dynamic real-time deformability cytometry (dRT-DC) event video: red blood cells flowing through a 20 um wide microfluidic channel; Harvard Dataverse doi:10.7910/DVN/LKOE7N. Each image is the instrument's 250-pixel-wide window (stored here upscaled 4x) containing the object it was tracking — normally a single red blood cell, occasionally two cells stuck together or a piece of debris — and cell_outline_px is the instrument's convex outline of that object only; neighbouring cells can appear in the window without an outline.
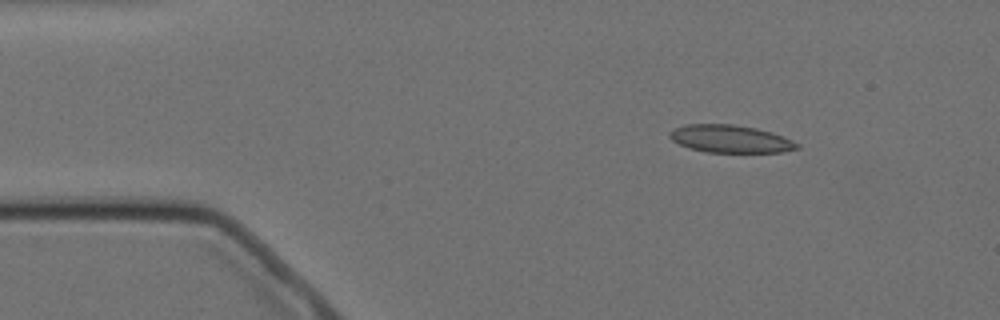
{"species": "Egyptian fruit bat (a non-hibernating species)", "species_latin": "Rousettus aegyptiacus", "temperature_condition": "cold", "stored_images_in_passage": 13, "camera_frame_rate_fps": 3000, "um_per_image_px": 0.085, "animal": {"sex": "female"}, "frame": {"image": 1, "passage_image": 1, "time_ms": 0.0, "image_size_px": [1000, 320], "cell_outline_px": [[800, 148], [784, 152], [708, 152], [688, 148], [672, 140], [668, 136], [668, 132], [672, 128], [684, 124], [732, 124], [756, 128], [772, 132], [784, 136], [800, 144]], "centroid_in_image_um": [62.07, 11.8], "position_along_channel_um": 22.9, "area_um2": 20.75}}
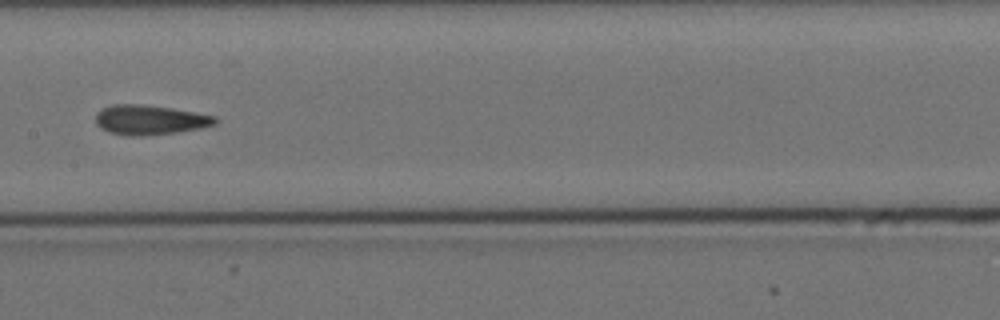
{"frame": {"image": 2, "passage_image": 6, "time_ms": 6.667, "image_size_px": [1000, 320], "cell_outline_px": [[216, 124], [200, 128], [176, 132], [140, 136], [128, 136], [108, 132], [100, 128], [96, 124], [96, 112], [100, 108], [112, 104], [140, 104], [172, 108], [216, 116]], "centroid_in_image_um": [12.68, 10.18], "position_along_channel_um": 194.7, "area_um2": 20.75}}
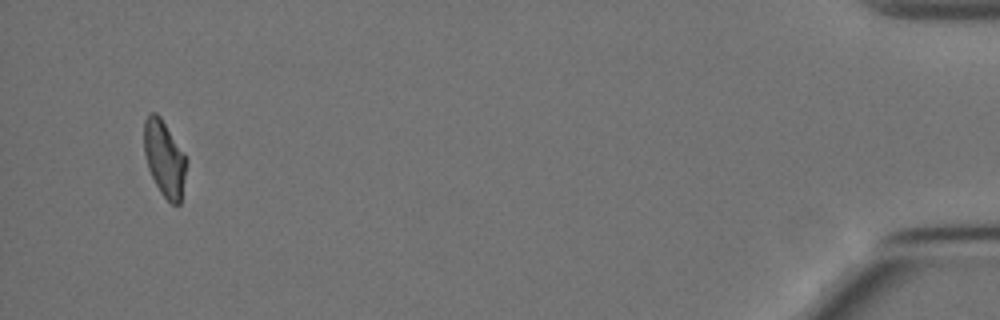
{"frame": {"image": 3, "passage_image": 13, "time_ms": 15.667, "image_size_px": [1000, 320], "cell_outline_px": [[188, 160], [180, 204], [172, 204], [160, 192], [148, 168], [144, 152], [144, 120], [152, 112], [156, 112], [160, 116]], "centroid_in_image_um": [13.98, 13.47], "position_along_channel_um": 421.2, "area_um2": 18.55}, "authors_computed_cell_mechanics": {"area_um2": 20.519, "velocity_mm_per_s": 3.4951, "shape_relaxation_time_tau1_ms": null, "shape_relaxation_time_tau2_ms": 2.6043, "deformation_change_tau1": null, "deformation_change_tau2": 0.0857}}